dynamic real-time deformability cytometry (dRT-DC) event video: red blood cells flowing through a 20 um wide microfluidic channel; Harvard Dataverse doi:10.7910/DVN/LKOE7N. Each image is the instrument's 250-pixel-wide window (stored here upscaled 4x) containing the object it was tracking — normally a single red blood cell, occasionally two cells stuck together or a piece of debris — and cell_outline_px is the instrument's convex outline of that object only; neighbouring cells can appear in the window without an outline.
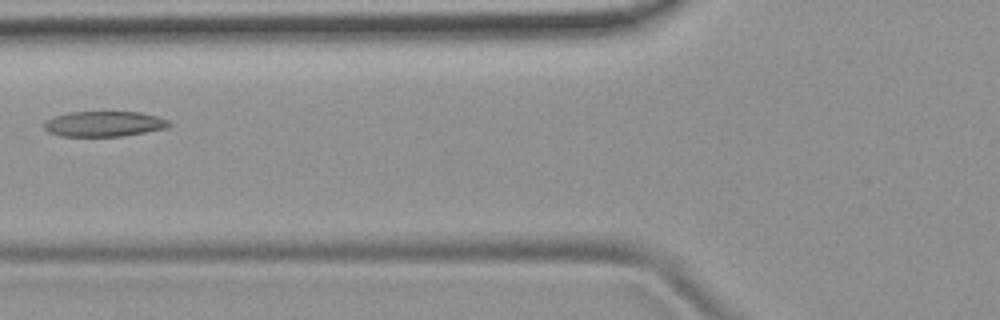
{"species": "common noctule bat (a hibernating species)", "species_latin": "Nyctalus noctula", "temperature_condition": "room temperature", "stored_images_in_passage": 5, "camera_frame_rate_fps": 3000, "um_per_image_px": 0.085, "animal": {"sex": "female", "body_mass_g": 19.9}, "frame": {"image": 1, "passage_image": 5, "time_ms": 4.667, "image_size_px": [1000, 320], "cell_outline_px": [[172, 124], [168, 128], [120, 136], [64, 136], [48, 132], [44, 128], [44, 120], [52, 116], [68, 112], [140, 112], [156, 116], [168, 120]], "centroid_in_image_um": [8.82, 10.52], "position_along_channel_um": 117.0, "area_um2": 18.5}}